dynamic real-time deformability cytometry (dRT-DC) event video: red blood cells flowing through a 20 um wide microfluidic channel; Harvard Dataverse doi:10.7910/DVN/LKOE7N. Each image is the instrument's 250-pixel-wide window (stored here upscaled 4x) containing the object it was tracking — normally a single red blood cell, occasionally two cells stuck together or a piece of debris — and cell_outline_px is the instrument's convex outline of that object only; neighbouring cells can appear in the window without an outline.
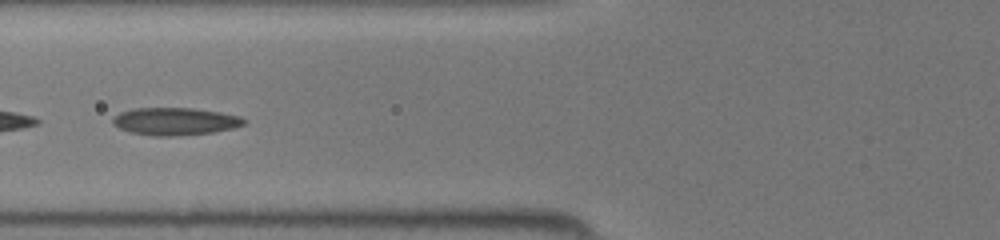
{"species": "common noctule bat (a hibernating species)", "species_latin": "Nyctalus noctula", "temperature_condition": "room temperature", "stored_images_in_passage": 46, "camera_frame_rate_fps": 3000, "um_per_image_px": 0.085, "animal": {"sex": "female", "body_mass_g": 19.5, "forearm_length_mm": 54.1}, "frame": {"image": 1, "passage_image": 19, "time_ms": 6.0, "image_size_px": [1000, 240], "cell_outline_px": [[248, 120], [244, 124], [232, 128], [212, 132], [172, 136], [152, 136], [128, 132], [112, 124], [112, 116], [120, 112], [132, 108], [192, 108], [220, 112], [240, 116]], "centroid_in_image_um": [14.84, 10.31], "position_along_channel_um": 111.0, "area_um2": 21.15}}
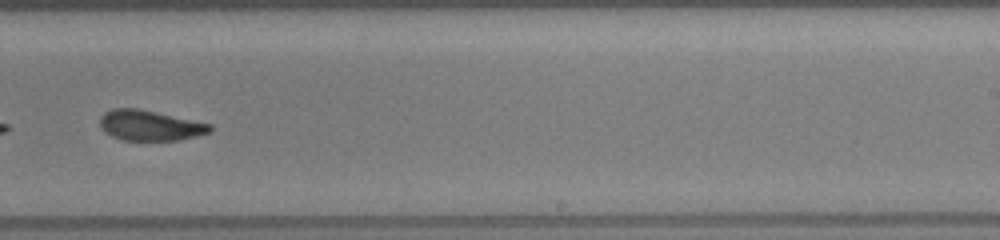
{"frame": {"image": 2, "passage_image": 30, "time_ms": 9.667, "image_size_px": [1000, 240], "cell_outline_px": [[212, 132], [180, 140], [124, 140], [112, 136], [104, 132], [100, 124], [100, 116], [104, 112], [112, 108], [140, 108], [212, 124]], "centroid_in_image_um": [12.75, 10.65], "position_along_channel_um": 276.2, "area_um2": 19.65}}
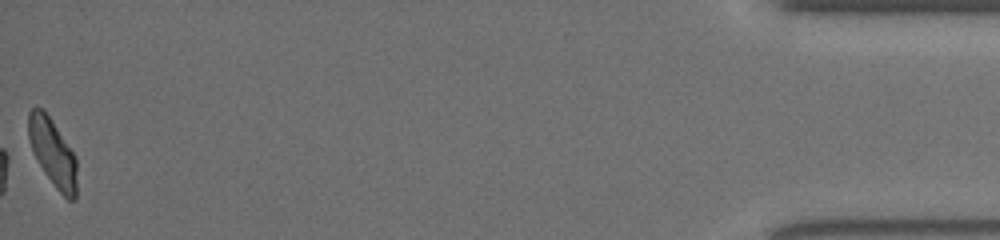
{"frame": {"image": 3, "passage_image": 46, "time_ms": 15.0, "image_size_px": [1000, 240], "cell_outline_px": [[76, 196], [72, 200], [68, 200], [56, 188], [44, 172], [32, 148], [28, 136], [28, 112], [32, 108], [44, 108], [76, 156]], "centroid_in_image_um": [4.48, 12.94], "position_along_channel_um": 430.7, "area_um2": 18.84}}